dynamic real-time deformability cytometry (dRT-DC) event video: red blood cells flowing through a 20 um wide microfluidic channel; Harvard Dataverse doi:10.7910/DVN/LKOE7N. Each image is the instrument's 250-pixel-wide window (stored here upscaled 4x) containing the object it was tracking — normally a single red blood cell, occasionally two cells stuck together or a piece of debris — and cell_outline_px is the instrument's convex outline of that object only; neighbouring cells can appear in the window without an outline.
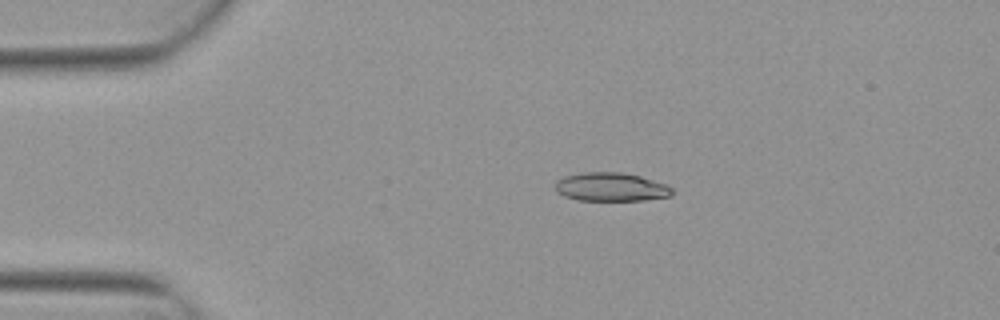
{"species": "Egyptian fruit bat (a non-hibernating species)", "species_latin": "Rousettus aegyptiacus", "temperature_condition": "warm", "stored_images_in_passage": 3, "camera_frame_rate_fps": 3000, "um_per_image_px": 0.085, "animal": {"sex": "female"}, "frame": {"image": 1, "passage_image": 2, "time_ms": 0.333, "image_size_px": [1000, 320], "cell_outline_px": [[672, 196], [644, 200], [576, 200], [564, 196], [556, 192], [556, 180], [564, 176], [580, 172], [624, 172], [640, 176], [668, 184], [672, 188]], "centroid_in_image_um": [51.93, 15.88], "position_along_channel_um": 33.1, "area_um2": 19.71}}